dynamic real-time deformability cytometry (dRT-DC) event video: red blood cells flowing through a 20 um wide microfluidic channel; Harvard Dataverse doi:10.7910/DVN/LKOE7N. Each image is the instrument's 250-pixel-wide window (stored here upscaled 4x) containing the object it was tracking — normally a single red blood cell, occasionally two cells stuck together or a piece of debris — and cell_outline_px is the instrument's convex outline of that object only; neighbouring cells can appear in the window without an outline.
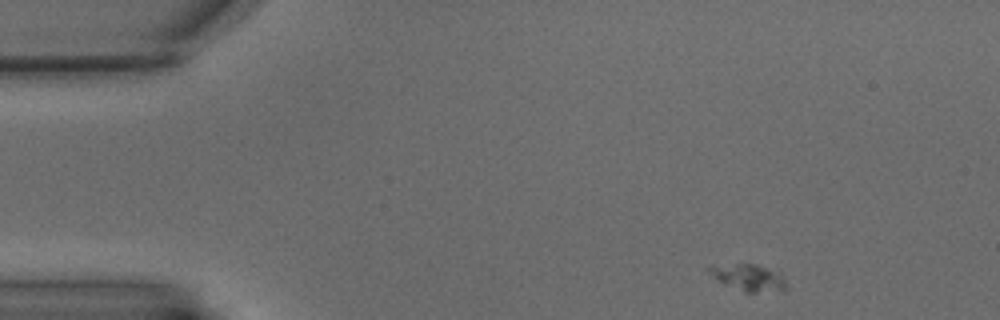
{"species": "common noctule bat (a hibernating species)", "species_latin": "Nyctalus noctula", "temperature_condition": "warm", "stored_images_in_passage": 18, "camera_frame_rate_fps": 3000, "um_per_image_px": 0.085, "animal": {"sex": "male", "body_mass_g": 15.6}, "frame": {"image": 1, "passage_image": 1, "time_ms": 0.0, "image_size_px": [1000, 320], "cell_outline_px": [[788, 288], [756, 292], [744, 292], [716, 280], [708, 268], [736, 264], [756, 264], [780, 272], [788, 284]], "centroid_in_image_um": [63.71, 23.6], "position_along_channel_um": 21.3, "area_um2": 11.56}}